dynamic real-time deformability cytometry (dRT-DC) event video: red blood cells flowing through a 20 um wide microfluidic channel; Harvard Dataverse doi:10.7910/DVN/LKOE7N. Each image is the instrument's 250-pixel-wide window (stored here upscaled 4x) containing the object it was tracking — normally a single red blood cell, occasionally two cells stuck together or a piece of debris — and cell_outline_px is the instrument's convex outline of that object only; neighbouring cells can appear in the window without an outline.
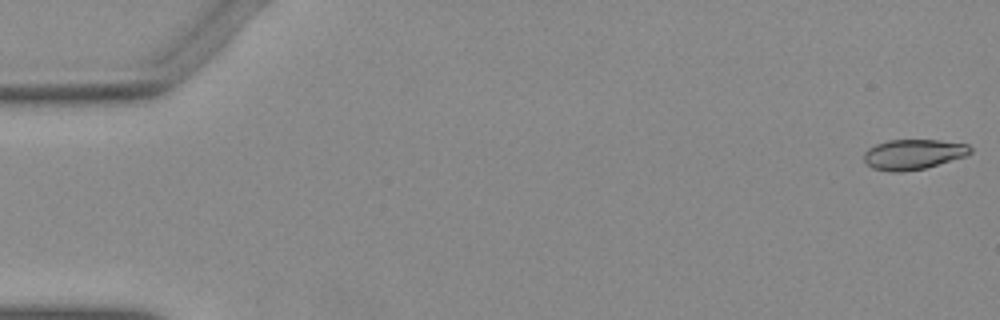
{"species": "Egyptian fruit bat (a non-hibernating species)", "species_latin": "Rousettus aegyptiacus", "temperature_condition": "warm", "stored_images_in_passage": 52, "camera_frame_rate_fps": 3000, "um_per_image_px": 0.085, "animal": {"sex": "female"}, "frame": {"image": 1, "passage_image": 1, "time_ms": 0.0, "image_size_px": [1000, 320], "cell_outline_px": [[972, 152], [964, 156], [924, 168], [900, 172], [888, 172], [872, 168], [864, 160], [864, 152], [868, 148], [876, 144], [888, 140], [940, 140], [968, 144], [972, 148]], "centroid_in_image_um": [77.6, 13.11], "position_along_channel_um": 7.4, "area_um2": 18.61}}
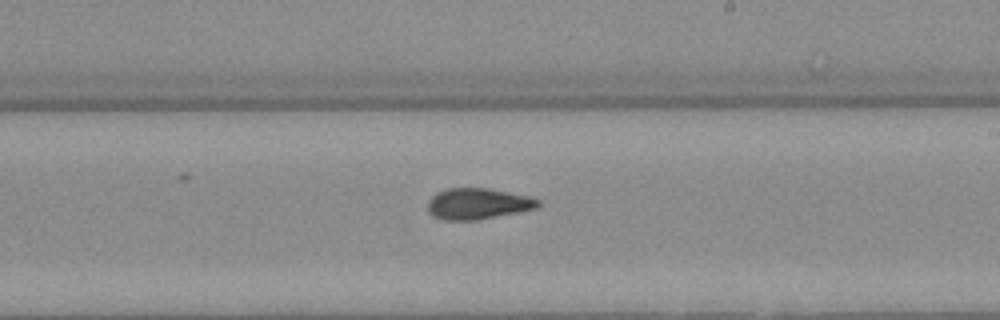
{"frame": {"image": 2, "passage_image": 31, "time_ms": 10.0, "image_size_px": [1000, 320], "cell_outline_px": [[540, 204], [536, 208], [476, 220], [444, 220], [432, 216], [428, 212], [428, 200], [436, 192], [448, 188], [488, 188], [528, 196], [540, 200]], "centroid_in_image_um": [40.56, 17.31], "position_along_channel_um": 248.4, "area_um2": 19.88}}
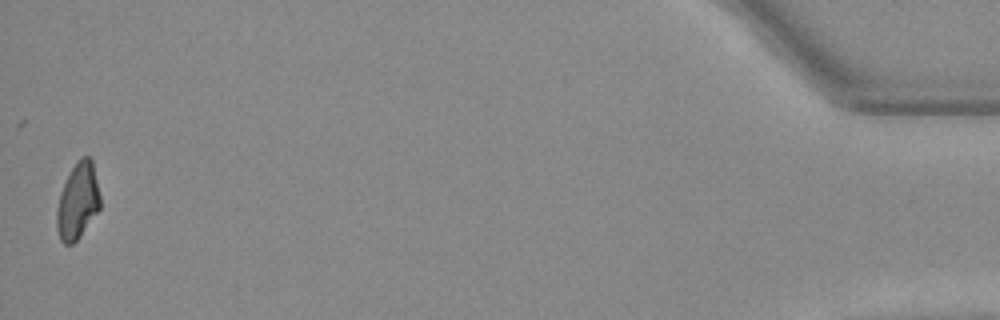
{"frame": {"image": 3, "passage_image": 52, "time_ms": 17.0, "image_size_px": [1000, 320], "cell_outline_px": [[100, 208], [80, 236], [72, 244], [64, 244], [60, 240], [56, 228], [56, 212], [60, 192], [76, 160], [80, 156], [88, 156], [92, 160], [100, 196]], "centroid_in_image_um": [6.59, 17.1], "position_along_channel_um": 428.6, "area_um2": 19.19}}